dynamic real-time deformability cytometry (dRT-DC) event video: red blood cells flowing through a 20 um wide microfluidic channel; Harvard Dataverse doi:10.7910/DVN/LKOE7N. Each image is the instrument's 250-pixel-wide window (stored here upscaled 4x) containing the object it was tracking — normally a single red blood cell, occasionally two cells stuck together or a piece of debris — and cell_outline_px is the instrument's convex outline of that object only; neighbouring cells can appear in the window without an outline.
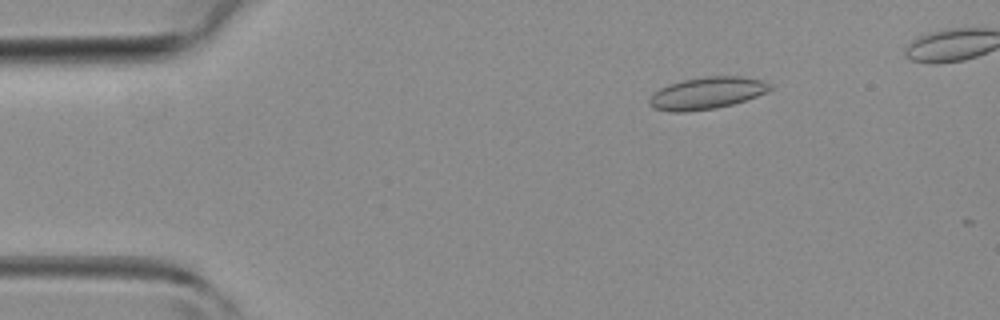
{"species": "common noctule bat (a hibernating species)", "species_latin": "Nyctalus noctula", "temperature_condition": "room temperature", "stored_images_in_passage": 11, "camera_frame_rate_fps": 3000, "um_per_image_px": 0.085, "animal": {"sex": "female", "body_mass_g": 19.3, "forearm_length_mm": 54.1}, "frame": {"image": 1, "passage_image": 7, "time_ms": 2.0, "image_size_px": [1000, 320], "cell_outline_px": [[772, 88], [768, 92], [732, 104], [716, 108], [684, 112], [672, 112], [652, 108], [648, 104], [648, 100], [660, 88], [668, 84], [684, 80], [708, 76], [740, 76], [760, 80], [772, 84]], "centroid_in_image_um": [60.07, 7.92], "position_along_channel_um": 24.9, "area_um2": 22.37}}